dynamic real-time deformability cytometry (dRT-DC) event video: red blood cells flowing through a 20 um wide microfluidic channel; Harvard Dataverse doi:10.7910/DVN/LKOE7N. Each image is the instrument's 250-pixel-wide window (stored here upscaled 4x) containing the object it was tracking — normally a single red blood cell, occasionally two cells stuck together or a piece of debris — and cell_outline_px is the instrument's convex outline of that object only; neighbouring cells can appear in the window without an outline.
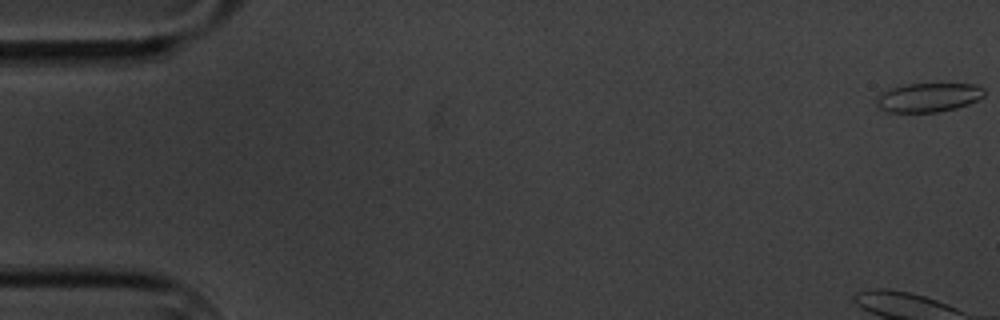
{"species": "common noctule bat (a hibernating species)", "species_latin": "Nyctalus noctula", "temperature_condition": "cold", "stored_images_in_passage": 6, "camera_frame_rate_fps": 3000, "um_per_image_px": 0.085, "animal": {"sex": "male", "body_mass_g": 20.1, "forearm_length_mm": 53.5}, "frame": {"image": 1, "passage_image": 1, "time_ms": 0.0, "image_size_px": [1000, 320], "cell_outline_px": [[984, 96], [968, 104], [956, 108], [936, 112], [888, 112], [876, 108], [876, 100], [880, 92], [888, 88], [908, 84], [976, 84], [984, 88]], "centroid_in_image_um": [78.86, 8.28], "position_along_channel_um": 6.1, "area_um2": 18.38}}